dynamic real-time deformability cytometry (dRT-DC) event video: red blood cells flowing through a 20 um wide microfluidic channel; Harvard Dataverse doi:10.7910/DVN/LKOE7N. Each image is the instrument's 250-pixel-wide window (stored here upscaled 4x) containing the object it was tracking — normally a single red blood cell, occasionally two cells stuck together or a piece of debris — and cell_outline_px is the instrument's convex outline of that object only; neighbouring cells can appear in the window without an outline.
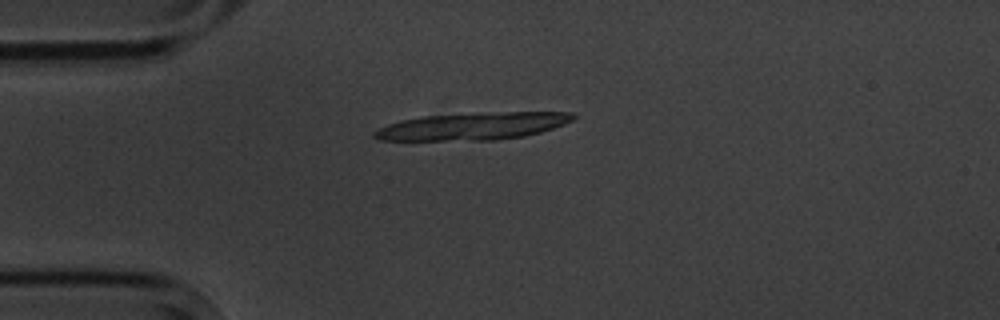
{"species": "common noctule bat (a hibernating species)", "species_latin": "Nyctalus noctula", "temperature_condition": "cold", "stored_images_in_passage": 4, "camera_frame_rate_fps": 3000, "um_per_image_px": 0.085, "animal": {"sex": "male", "body_mass_g": 20.1, "forearm_length_mm": 53.5}, "frame": {"image": 1, "passage_image": 4, "time_ms": 3.667, "image_size_px": [1000, 320], "cell_outline_px": [[576, 116], [572, 120], [564, 124], [540, 132], [524, 136], [496, 140], [380, 140], [372, 136], [372, 132], [388, 124], [400, 120], [420, 116], [504, 112], [576, 112]], "centroid_in_image_um": [40.18, 10.73], "position_along_channel_um": 44.8, "area_um2": 31.5}}